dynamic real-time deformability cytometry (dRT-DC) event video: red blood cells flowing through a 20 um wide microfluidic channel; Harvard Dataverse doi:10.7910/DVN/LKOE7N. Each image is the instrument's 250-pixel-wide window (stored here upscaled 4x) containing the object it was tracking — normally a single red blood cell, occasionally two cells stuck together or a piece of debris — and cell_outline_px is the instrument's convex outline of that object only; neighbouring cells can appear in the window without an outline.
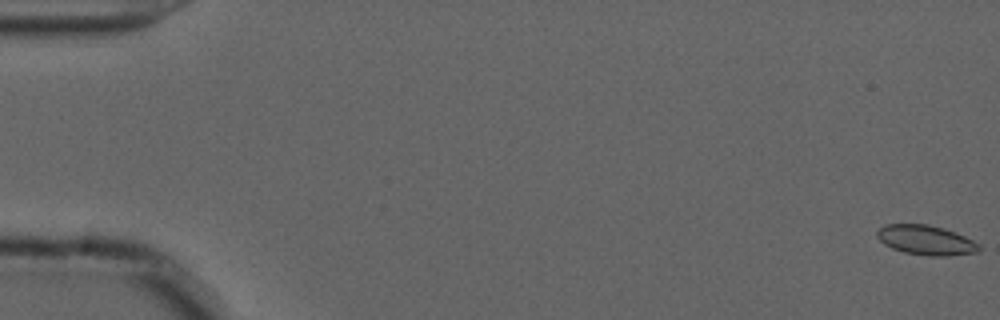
{"species": "common noctule bat (a hibernating species)", "species_latin": "Nyctalus noctula", "temperature_condition": "cold", "stored_images_in_passage": 56, "camera_frame_rate_fps": 3000, "um_per_image_px": 0.085, "animal": {"sex": "male", "forearm_length_mm": 52.5}, "frame": {"image": 1, "passage_image": 1, "time_ms": 0.0, "image_size_px": [1000, 320], "cell_outline_px": [[980, 252], [948, 256], [928, 256], [904, 252], [892, 248], [884, 244], [876, 236], [876, 232], [884, 224], [928, 224], [944, 228], [956, 232], [980, 244]], "centroid_in_image_um": [78.72, 20.41], "position_along_channel_um": 6.3, "area_um2": 17.8}}
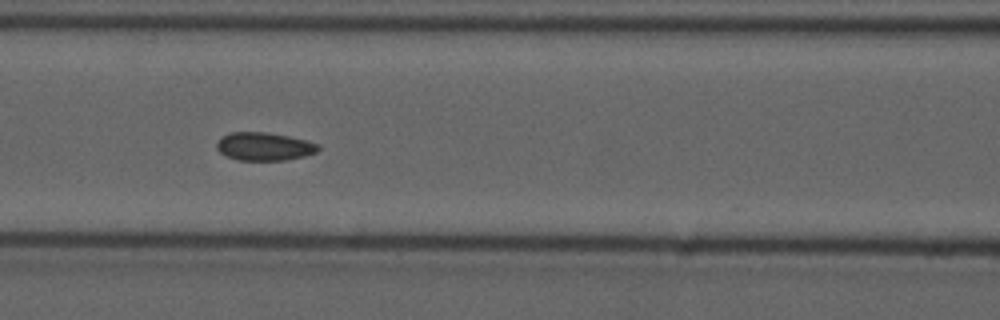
{"frame": {"image": 2, "passage_image": 25, "time_ms": 8.0, "image_size_px": [1000, 320], "cell_outline_px": [[320, 148], [316, 152], [304, 156], [284, 160], [240, 160], [228, 156], [220, 152], [216, 148], [216, 144], [220, 136], [232, 132], [264, 132], [288, 136], [320, 144]], "centroid_in_image_um": [22.44, 12.44], "position_along_channel_um": 144.2, "area_um2": 16.53}}
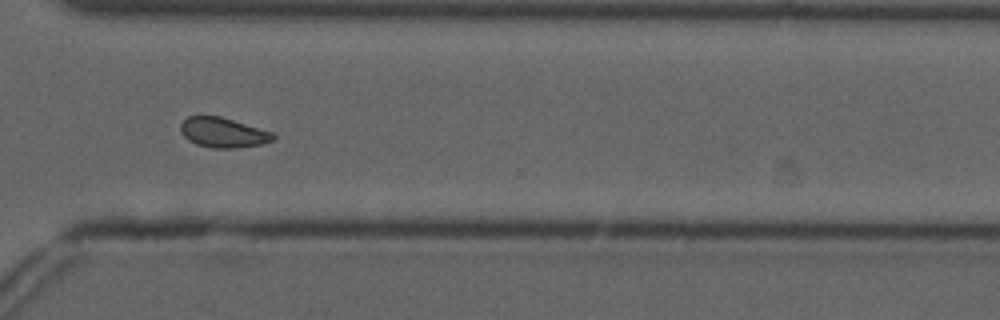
{"frame": {"image": 3, "passage_image": 42, "time_ms": 13.667, "image_size_px": [1000, 320], "cell_outline_px": [[276, 136], [272, 140], [260, 144], [236, 148], [212, 148], [196, 144], [188, 140], [180, 132], [180, 124], [188, 116], [220, 116], [272, 132]], "centroid_in_image_um": [18.92, 11.27], "position_along_channel_um": 351.7, "area_um2": 16.01}, "authors_computed_cell_mechanics": {"area_um2": 16.6464, "velocity_mm_per_s": 3.6646, "shape_relaxation_time_tau1_ms": null, "shape_relaxation_time_tau2_ms": 2.0828, "deformation_change_tau1": null, "deformation_change_tau2": 0.0336}}